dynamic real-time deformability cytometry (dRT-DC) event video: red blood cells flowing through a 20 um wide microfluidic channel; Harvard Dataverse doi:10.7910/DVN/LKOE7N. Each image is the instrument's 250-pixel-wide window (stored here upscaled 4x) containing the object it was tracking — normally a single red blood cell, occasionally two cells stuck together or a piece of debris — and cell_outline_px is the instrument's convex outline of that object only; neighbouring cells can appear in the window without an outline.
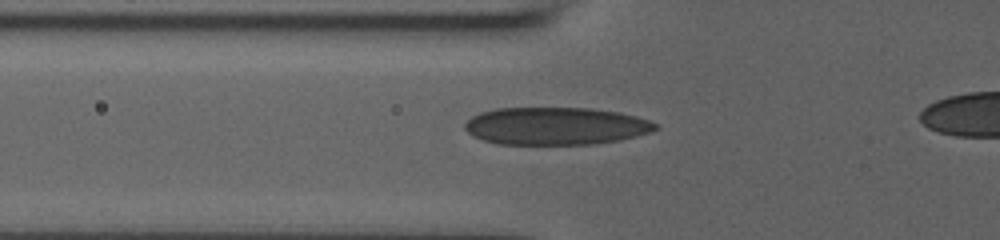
{"species": "human", "species_latin": "Homo sapiens", "temperature_condition": "room temperature", "stored_images_in_passage": 15, "camera_frame_rate_fps": 3000, "um_per_image_px": 0.085, "donor": {"sex": "male"}, "frame": {"image": 1, "passage_image": 9, "time_ms": 2.667, "image_size_px": [1000, 240], "cell_outline_px": [[660, 128], [636, 136], [620, 140], [592, 144], [496, 144], [472, 136], [464, 128], [464, 124], [472, 116], [480, 112], [496, 108], [592, 108], [620, 112], [636, 116], [648, 120], [656, 124]], "centroid_in_image_um": [47.22, 10.71], "position_along_channel_um": 78.6, "area_um2": 41.85}}
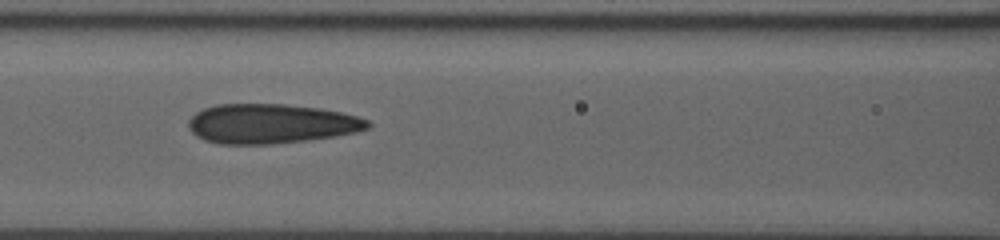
{"frame": {"image": 2, "passage_image": 12, "time_ms": 3.667, "image_size_px": [1000, 240], "cell_outline_px": [[372, 124], [368, 128], [356, 132], [336, 136], [272, 144], [220, 144], [204, 140], [196, 136], [188, 128], [188, 120], [196, 112], [204, 108], [216, 104], [284, 104], [320, 108], [340, 112], [356, 116], [368, 120]], "centroid_in_image_um": [23.01, 10.51], "position_along_channel_um": 143.6, "area_um2": 41.38}}
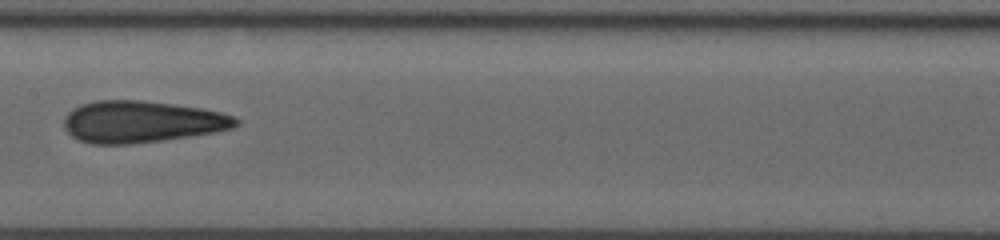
{"frame": {"image": 3, "passage_image": 14, "time_ms": 4.333, "image_size_px": [1000, 240], "cell_outline_px": [[240, 124], [232, 128], [216, 132], [192, 136], [164, 140], [132, 144], [92, 144], [80, 140], [72, 136], [64, 128], [64, 116], [72, 108], [80, 104], [96, 100], [140, 100], [172, 104], [200, 108], [220, 112], [236, 116], [240, 120]], "centroid_in_image_um": [12.05, 10.35], "position_along_channel_um": 195.4, "area_um2": 42.14}}